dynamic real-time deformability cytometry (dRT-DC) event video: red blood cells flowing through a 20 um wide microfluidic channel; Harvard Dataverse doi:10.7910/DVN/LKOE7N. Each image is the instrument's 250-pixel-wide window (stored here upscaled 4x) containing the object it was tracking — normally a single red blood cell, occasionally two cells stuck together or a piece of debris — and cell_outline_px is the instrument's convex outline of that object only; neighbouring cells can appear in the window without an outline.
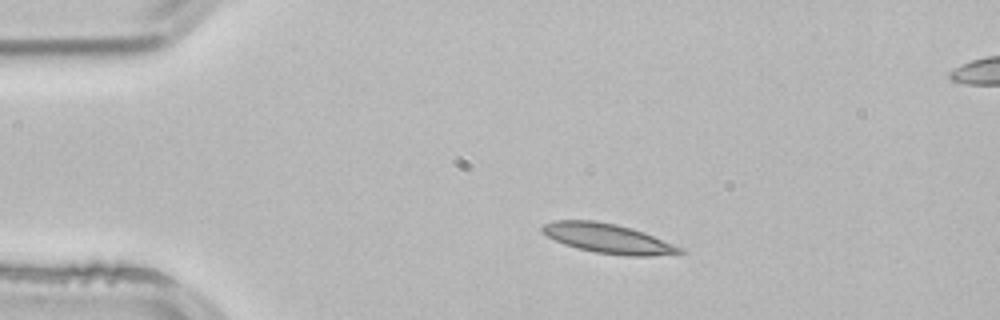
{"species": "common noctule bat (a hibernating species)", "species_latin": "Nyctalus noctula", "temperature_condition": "room temperature", "stored_images_in_passage": 3, "segment_of_instrument_passage": [1, 2], "camera_frame_rate_fps": 3000, "um_per_image_px": 0.085, "animal": {"sex": "male", "body_mass_g": 21.5, "forearm_length_mm": 52.0}, "frame": {"image": 1, "passage_image": 1, "time_ms": 0.0, "image_size_px": [1000, 320], "cell_outline_px": [[684, 252], [652, 256], [624, 256], [596, 252], [576, 248], [564, 244], [548, 236], [540, 228], [544, 224], [552, 220], [592, 220], [616, 224], [632, 228], [644, 232], [684, 248]], "centroid_in_image_um": [51.69, 20.27], "position_along_channel_um": 33.3, "area_um2": 23.64}}